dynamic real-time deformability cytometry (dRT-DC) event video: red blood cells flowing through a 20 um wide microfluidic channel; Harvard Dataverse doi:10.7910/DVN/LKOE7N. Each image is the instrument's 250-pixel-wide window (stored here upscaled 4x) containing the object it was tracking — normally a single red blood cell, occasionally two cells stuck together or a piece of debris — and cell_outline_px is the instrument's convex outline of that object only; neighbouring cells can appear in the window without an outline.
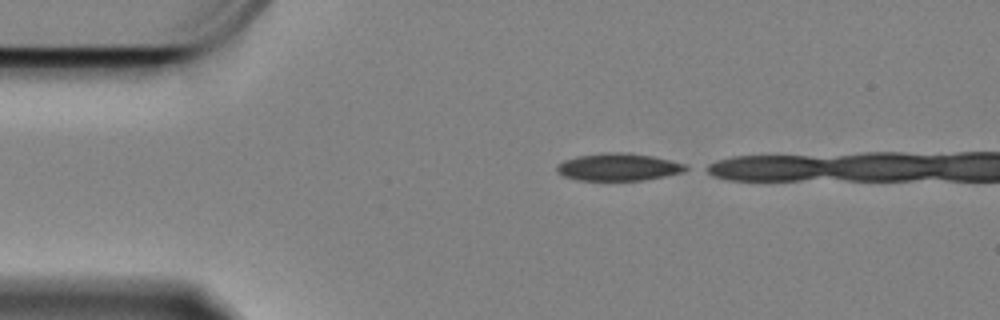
{"species": "Egyptian fruit bat (a non-hibernating species)", "species_latin": "Rousettus aegyptiacus", "temperature_condition": "cold", "stored_images_in_passage": 10, "camera_frame_rate_fps": 3000, "um_per_image_px": 0.085, "animal": {"sex": "female"}, "frame": {"image": 1, "passage_image": 1, "time_ms": 0.0, "image_size_px": [1000, 320], "cell_outline_px": [[688, 168], [680, 172], [664, 176], [644, 180], [580, 180], [564, 176], [556, 168], [556, 164], [564, 160], [576, 156], [600, 152], [628, 152], [652, 156], [684, 164]], "centroid_in_image_um": [52.51, 14.18], "position_along_channel_um": 32.5, "area_um2": 20.4}}
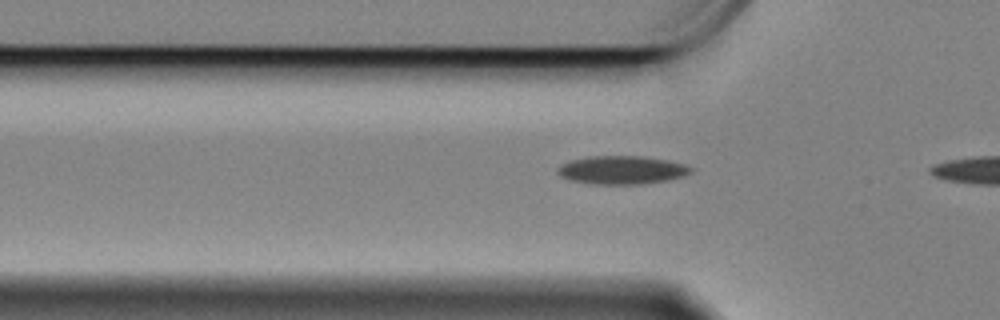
{"frame": {"image": 2, "passage_image": 8, "time_ms": 2.333, "image_size_px": [1000, 320], "cell_outline_px": [[692, 172], [668, 180], [640, 184], [592, 184], [572, 180], [560, 176], [560, 168], [564, 164], [572, 160], [588, 156], [644, 156], [684, 164], [692, 168]], "centroid_in_image_um": [52.88, 14.45], "position_along_channel_um": 72.9, "area_um2": 21.5}}